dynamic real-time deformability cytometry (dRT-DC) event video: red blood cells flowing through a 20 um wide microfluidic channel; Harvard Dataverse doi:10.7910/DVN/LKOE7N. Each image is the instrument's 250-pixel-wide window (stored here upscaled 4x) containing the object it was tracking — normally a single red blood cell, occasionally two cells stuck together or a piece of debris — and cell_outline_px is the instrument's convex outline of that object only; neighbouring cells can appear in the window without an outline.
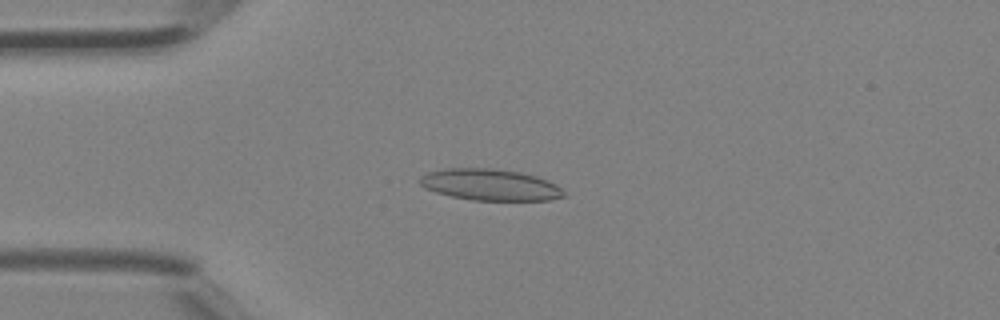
{"species": "Egyptian fruit bat (a non-hibernating species)", "species_latin": "Rousettus aegyptiacus", "temperature_condition": "room temperature", "stored_images_in_passage": 35, "camera_frame_rate_fps": 3000, "um_per_image_px": 0.085, "animal": {"sex": "female"}, "frame": {"image": 1, "passage_image": 5, "time_ms": 1.333, "image_size_px": [1000, 320], "cell_outline_px": [[564, 196], [548, 200], [472, 200], [452, 196], [436, 192], [424, 188], [420, 184], [420, 176], [428, 172], [444, 168], [492, 168], [520, 172], [536, 176], [548, 180], [556, 184], [564, 192]], "centroid_in_image_um": [41.64, 15.69], "position_along_channel_um": 43.4, "area_um2": 26.3}}
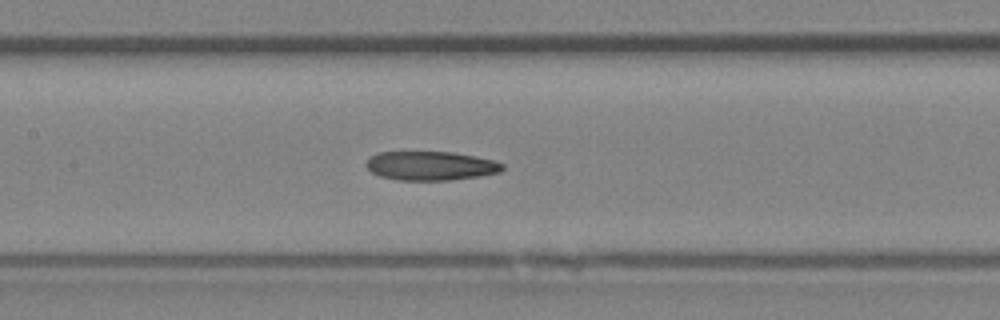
{"frame": {"image": 2, "passage_image": 14, "time_ms": 4.333, "image_size_px": [1000, 320], "cell_outline_px": [[504, 168], [500, 172], [480, 176], [452, 180], [400, 180], [380, 176], [372, 172], [364, 164], [372, 156], [380, 152], [452, 152], [492, 160], [504, 164]], "centroid_in_image_um": [36.62, 14.1], "position_along_channel_um": 170.8, "area_um2": 22.83}}
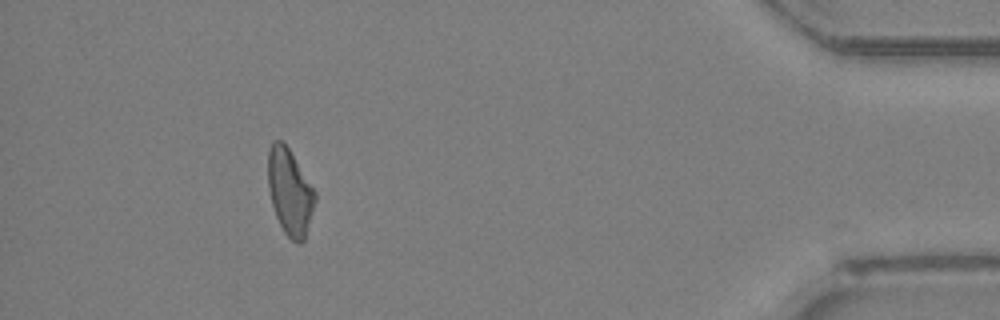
{"frame": {"image": 3, "passage_image": 32, "time_ms": 10.333, "image_size_px": [1000, 320], "cell_outline_px": [[316, 200], [304, 240], [300, 244], [296, 244], [284, 232], [276, 216], [272, 204], [268, 188], [268, 148], [272, 140], [280, 140], [288, 148], [316, 192]], "centroid_in_image_um": [24.63, 16.32], "position_along_channel_um": 410.6, "area_um2": 23.47}}